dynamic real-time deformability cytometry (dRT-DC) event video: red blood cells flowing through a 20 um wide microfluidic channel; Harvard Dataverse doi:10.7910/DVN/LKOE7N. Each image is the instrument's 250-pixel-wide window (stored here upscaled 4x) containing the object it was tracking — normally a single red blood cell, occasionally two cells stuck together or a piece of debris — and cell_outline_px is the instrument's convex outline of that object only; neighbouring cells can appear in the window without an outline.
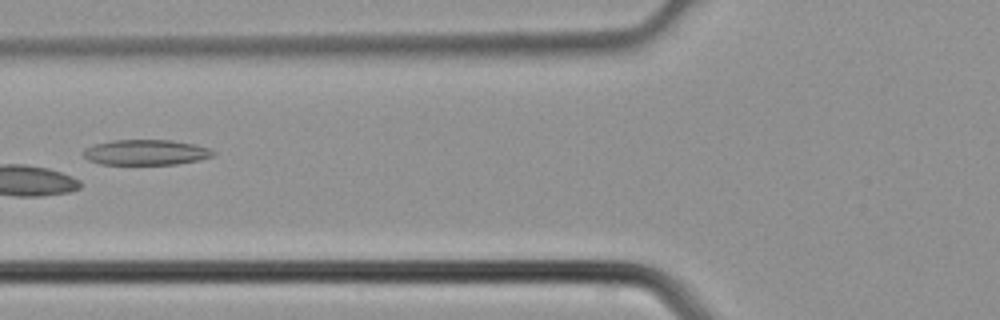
{"species": "common noctule bat (a hibernating species)", "species_latin": "Nyctalus noctula", "temperature_condition": "cold", "stored_images_in_passage": 5, "camera_frame_rate_fps": 3000, "um_per_image_px": 0.085, "animal": {"sex": "male", "body_mass_g": 21.5, "forearm_length_mm": 52.0}, "frame": {"image": 1, "passage_image": 5, "time_ms": 1.333, "image_size_px": [1000, 320], "cell_outline_px": [[216, 152], [212, 156], [200, 160], [176, 164], [100, 164], [88, 160], [80, 152], [84, 148], [92, 144], [112, 140], [172, 140], [196, 144], [208, 148]], "centroid_in_image_um": [12.36, 12.94], "position_along_channel_um": 113.4, "area_um2": 19.42}}